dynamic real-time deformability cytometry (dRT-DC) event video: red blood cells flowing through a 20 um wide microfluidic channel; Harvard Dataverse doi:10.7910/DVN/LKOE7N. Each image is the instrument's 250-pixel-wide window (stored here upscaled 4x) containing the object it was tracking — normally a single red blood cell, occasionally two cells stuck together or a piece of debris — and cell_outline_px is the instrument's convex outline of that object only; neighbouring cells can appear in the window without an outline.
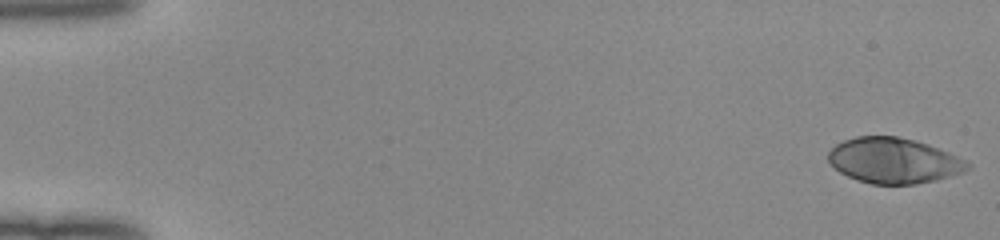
{"species": "human", "species_latin": "Homo sapiens", "temperature_condition": "room temperature", "stored_images_in_passage": 52, "camera_frame_rate_fps": 3000, "um_per_image_px": 0.085, "donor": {"sex": "female"}, "frame": {"image": 1, "passage_image": 1, "time_ms": 0.0, "image_size_px": [1000, 240], "cell_outline_px": [[972, 164], [964, 172], [936, 180], [916, 184], [872, 184], [848, 176], [840, 172], [828, 160], [828, 152], [836, 144], [844, 140], [856, 136], [896, 136], [916, 140], [928, 144], [968, 160]], "centroid_in_image_um": [76.0, 13.64], "position_along_channel_um": 9.0, "area_um2": 36.88}}
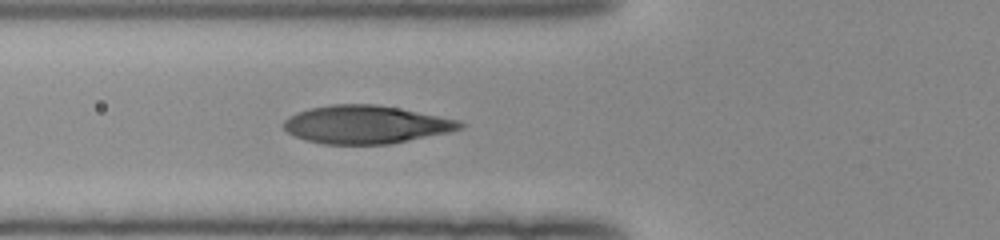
{"frame": {"image": 2, "passage_image": 20, "time_ms": 6.333, "image_size_px": [1000, 240], "cell_outline_px": [[464, 128], [448, 132], [388, 144], [324, 144], [304, 140], [288, 132], [284, 128], [284, 120], [288, 116], [296, 112], [308, 108], [332, 104], [376, 104], [460, 120], [464, 124]], "centroid_in_image_um": [31.06, 10.58], "position_along_channel_um": 94.7, "area_um2": 38.96}}
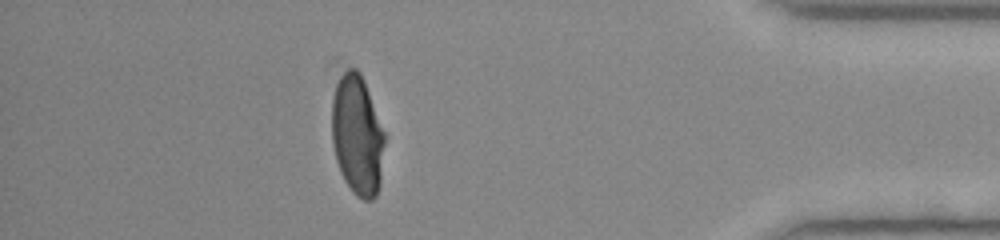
{"frame": {"image": 3, "passage_image": 46, "time_ms": 15.0, "image_size_px": [1000, 240], "cell_outline_px": [[384, 144], [380, 184], [376, 196], [372, 200], [364, 200], [356, 196], [352, 192], [344, 180], [340, 172], [336, 160], [332, 144], [332, 96], [336, 84], [340, 76], [348, 68], [356, 68], [360, 72], [364, 80], [384, 132]], "centroid_in_image_um": [30.35, 11.51], "position_along_channel_um": 404.8, "area_um2": 37.05}, "authors_computed_cell_mechanics": {"area_um2": 38.2925, "velocity_mm_per_s": 4.0177, "shape_relaxation_time_tau1_ms": 5.3399, "shape_relaxation_time_tau2_ms": null, "deformation_change_tau1": 0.2436, "deformation_change_tau2": null}}